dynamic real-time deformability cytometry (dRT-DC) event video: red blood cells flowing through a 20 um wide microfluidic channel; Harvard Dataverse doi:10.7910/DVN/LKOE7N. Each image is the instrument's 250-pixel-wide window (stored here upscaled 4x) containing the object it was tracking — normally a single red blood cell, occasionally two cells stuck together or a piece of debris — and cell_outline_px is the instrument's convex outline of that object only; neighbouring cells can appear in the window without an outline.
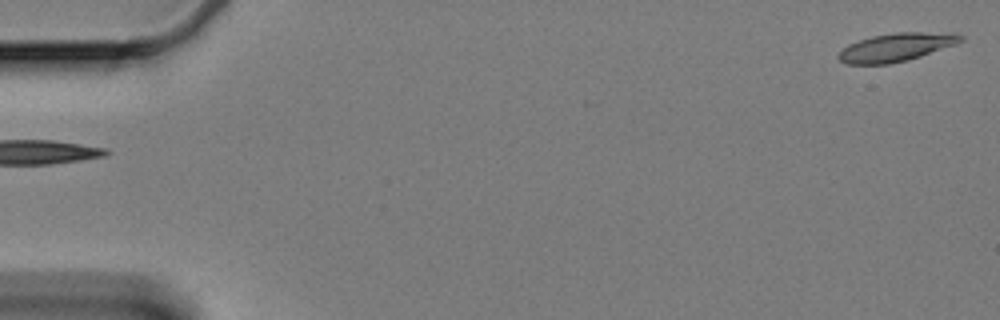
{"species": "Egyptian fruit bat (a non-hibernating species)", "species_latin": "Rousettus aegyptiacus", "temperature_condition": "cold", "stored_images_in_passage": 18, "camera_frame_rate_fps": 3000, "um_per_image_px": 0.085, "animal": {"sex": "female"}, "frame": {"image": 1, "passage_image": 1, "time_ms": 0.0, "image_size_px": [1000, 320], "cell_outline_px": [[964, 40], [956, 44], [908, 60], [888, 64], [848, 64], [840, 60], [836, 56], [848, 44], [872, 36], [896, 32], [956, 32], [964, 36]], "centroid_in_image_um": [76.23, 4.0], "position_along_channel_um": 8.8, "area_um2": 20.17}}
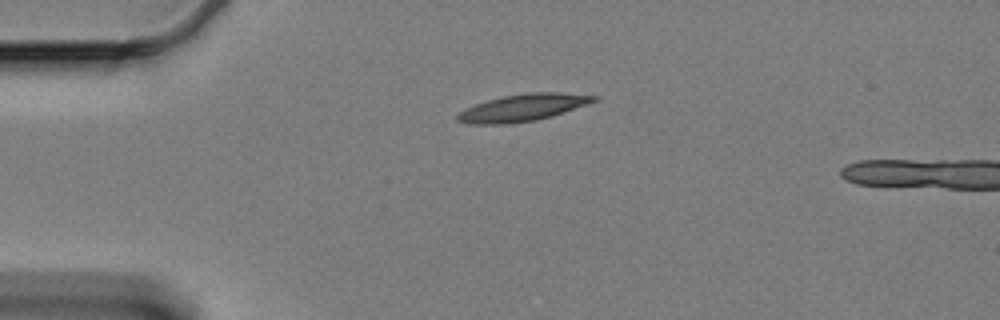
{"frame": {"image": 2, "passage_image": 14, "time_ms": 4.333, "image_size_px": [1000, 320], "cell_outline_px": [[600, 100], [552, 116], [536, 120], [504, 124], [468, 124], [456, 120], [456, 116], [460, 112], [476, 104], [500, 96], [528, 92], [560, 92], [600, 96]], "centroid_in_image_um": [44.49, 9.14], "position_along_channel_um": 40.5, "area_um2": 21.56}}